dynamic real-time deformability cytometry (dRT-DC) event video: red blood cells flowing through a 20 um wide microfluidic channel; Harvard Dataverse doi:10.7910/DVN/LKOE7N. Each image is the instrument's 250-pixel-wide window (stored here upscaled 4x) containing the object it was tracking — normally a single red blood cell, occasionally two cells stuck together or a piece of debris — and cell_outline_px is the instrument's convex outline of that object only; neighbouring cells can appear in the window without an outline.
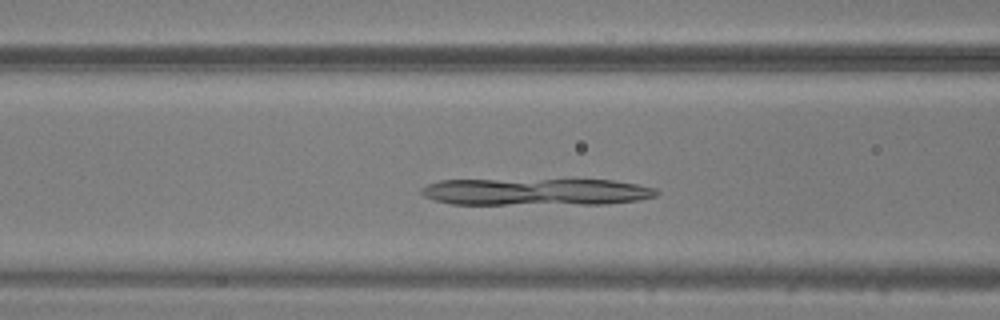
{"species": "common noctule bat (a hibernating species)", "species_latin": "Nyctalus noctula", "temperature_condition": "warm", "stored_images_in_passage": 40, "camera_frame_rate_fps": 3000, "um_per_image_px": 0.085, "animal": {"sex": "male", "body_mass_g": 20.5, "forearm_length_mm": 52.5}, "frame": {"image": 1, "passage_image": 11, "time_ms": 3.333, "image_size_px": [1000, 320], "cell_outline_px": [[660, 192], [656, 196], [640, 200], [604, 204], [452, 204], [436, 200], [424, 196], [420, 192], [420, 188], [428, 184], [440, 180], [612, 180], [636, 184], [656, 188]], "centroid_in_image_um": [45.58, 16.31], "position_along_channel_um": 121.0, "area_um2": 37.05}}
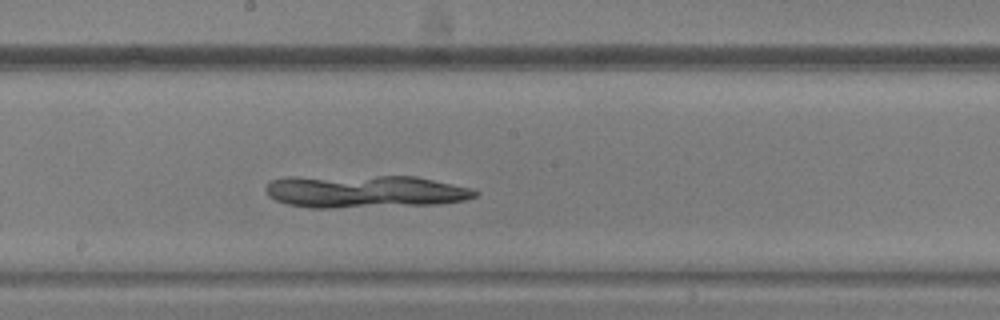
{"frame": {"image": 2, "passage_image": 18, "time_ms": 5.667, "image_size_px": [1000, 320], "cell_outline_px": [[480, 192], [476, 196], [464, 200], [440, 204], [332, 208], [308, 208], [288, 204], [276, 200], [268, 196], [264, 188], [272, 180], [292, 176], [416, 176], [472, 188]], "centroid_in_image_um": [31.0, 16.27], "position_along_channel_um": 217.2, "area_um2": 40.23}}
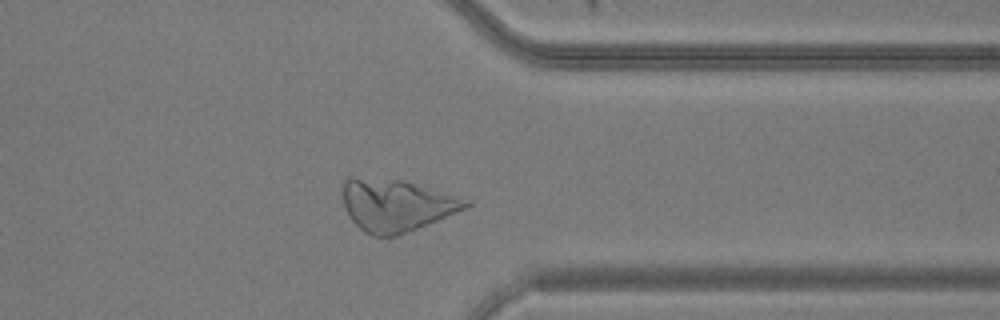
{"frame": {"image": 3, "passage_image": 30, "time_ms": 9.667, "image_size_px": [1000, 320], "cell_outline_px": [[472, 204], [464, 208], [436, 220], [416, 228], [392, 236], [372, 236], [364, 232], [352, 220], [344, 204], [340, 192], [344, 180], [348, 176], [352, 176], [404, 180], [460, 196], [472, 200]], "centroid_in_image_um": [33.64, 17.39], "position_along_channel_um": 377.8, "area_um2": 37.28}}